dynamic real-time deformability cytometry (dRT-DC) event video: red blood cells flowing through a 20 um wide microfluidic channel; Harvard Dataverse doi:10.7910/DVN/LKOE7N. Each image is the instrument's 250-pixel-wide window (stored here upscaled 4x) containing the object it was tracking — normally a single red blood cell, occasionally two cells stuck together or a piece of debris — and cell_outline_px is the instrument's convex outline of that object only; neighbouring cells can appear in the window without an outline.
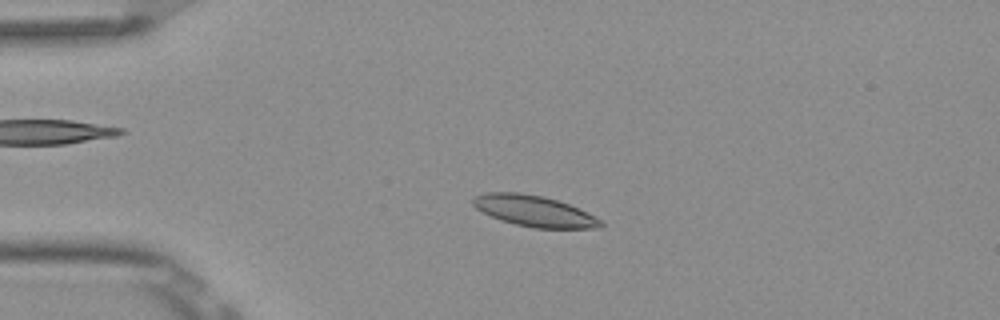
{"species": "Egyptian fruit bat (a non-hibernating species)", "species_latin": "Rousettus aegyptiacus", "temperature_condition": "room temperature", "stored_images_in_passage": 4, "camera_frame_rate_fps": 3000, "um_per_image_px": 0.085, "frame": {"image": 1, "passage_image": 3, "time_ms": 0.667, "image_size_px": [1000, 320], "cell_outline_px": [[604, 224], [596, 228], [536, 228], [516, 224], [500, 220], [476, 208], [472, 204], [472, 196], [484, 192], [520, 192], [544, 196], [568, 204], [600, 220]], "centroid_in_image_um": [45.32, 17.92], "position_along_channel_um": 39.7, "area_um2": 22.77}}